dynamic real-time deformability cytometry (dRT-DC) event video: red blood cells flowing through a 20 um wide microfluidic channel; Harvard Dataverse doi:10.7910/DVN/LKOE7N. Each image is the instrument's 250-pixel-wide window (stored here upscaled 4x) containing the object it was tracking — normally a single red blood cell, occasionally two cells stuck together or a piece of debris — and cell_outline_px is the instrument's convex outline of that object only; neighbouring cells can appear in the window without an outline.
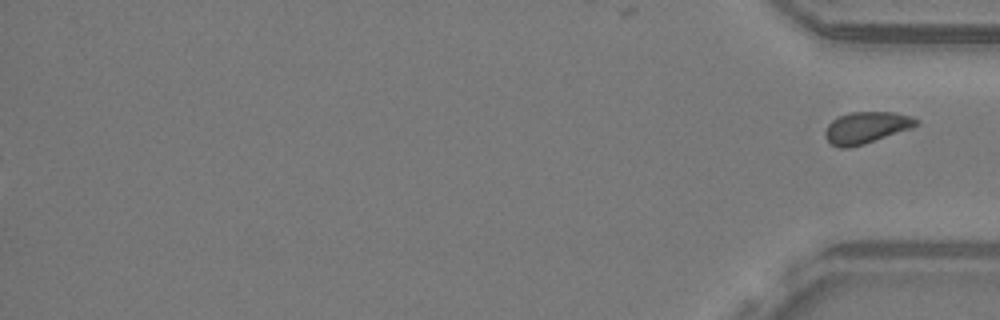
{"species": "common noctule bat (a hibernating species)", "species_latin": "Nyctalus noctula", "temperature_condition": "warm", "stored_images_in_passage": 56, "segment_of_instrument_passage": [2, 2], "camera_frame_rate_fps": 3000, "um_per_image_px": 0.085, "animal": {"sex": "male", "body_mass_g": 19.2, "forearm_length_mm": 51.8}, "frame": {"image": 1, "passage_image": 56, "time_ms": 18.333, "image_size_px": [1000, 320], "cell_outline_px": [[920, 124], [912, 128], [864, 144], [848, 148], [840, 148], [832, 144], [824, 136], [824, 132], [828, 124], [832, 120], [840, 116], [852, 112], [896, 112], [920, 120]], "centroid_in_image_um": [73.65, 10.85], "position_along_channel_um": 361.6, "area_um2": 16.76}}